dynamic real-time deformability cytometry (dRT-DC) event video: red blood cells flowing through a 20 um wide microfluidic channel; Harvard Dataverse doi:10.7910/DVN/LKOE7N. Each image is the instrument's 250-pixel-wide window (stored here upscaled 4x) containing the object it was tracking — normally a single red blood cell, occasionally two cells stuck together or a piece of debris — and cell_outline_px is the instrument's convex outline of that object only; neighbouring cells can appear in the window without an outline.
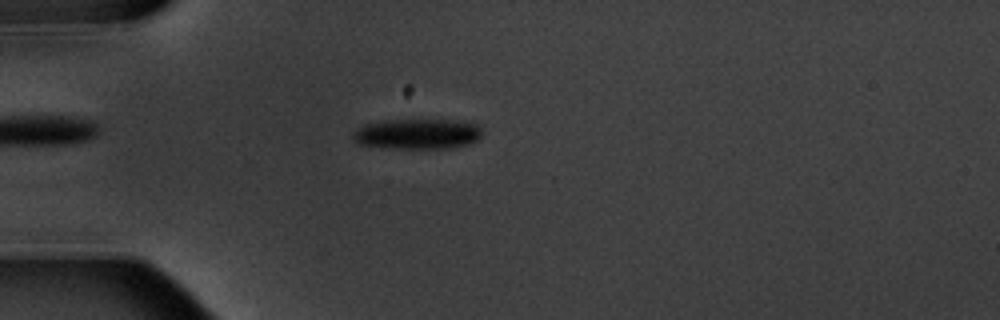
{"species": "common noctule bat (a hibernating species)", "species_latin": "Nyctalus noctula", "temperature_condition": "warm", "stored_images_in_passage": 5, "camera_frame_rate_fps": 3000, "um_per_image_px": 0.085, "animal": {"sex": "male", "body_mass_g": 20.1, "forearm_length_mm": 53.5}, "frame": {"image": 1, "passage_image": 5, "time_ms": 4.667, "image_size_px": [1000, 320], "cell_outline_px": [[480, 136], [476, 140], [468, 144], [452, 148], [388, 148], [356, 144], [352, 140], [352, 132], [364, 124], [384, 120], [456, 120], [476, 124], [480, 128]], "centroid_in_image_um": [35.41, 11.39], "position_along_channel_um": 49.6, "area_um2": 22.95}}